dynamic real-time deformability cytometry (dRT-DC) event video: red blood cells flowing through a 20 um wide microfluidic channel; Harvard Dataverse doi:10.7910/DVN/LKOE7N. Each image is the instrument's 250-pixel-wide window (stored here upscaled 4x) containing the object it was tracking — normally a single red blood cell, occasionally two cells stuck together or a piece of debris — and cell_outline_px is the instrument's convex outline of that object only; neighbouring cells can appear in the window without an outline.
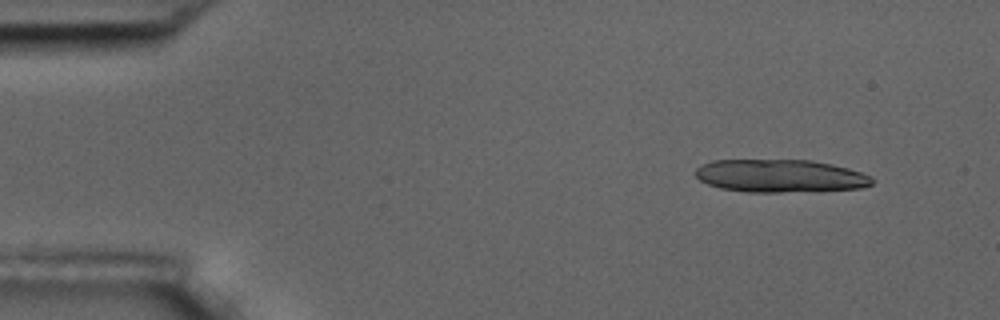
{"species": "common noctule bat (a hibernating species)", "species_latin": "Nyctalus noctula", "temperature_condition": "room temperature", "stored_images_in_passage": 7, "camera_frame_rate_fps": 3000, "um_per_image_px": 0.085, "animal": {"sex": "male", "body_mass_g": 17.5, "forearm_length_mm": 52.3}, "frame": {"image": 1, "passage_image": 2, "time_ms": 1.333, "image_size_px": [1000, 320], "cell_outline_px": [[876, 180], [872, 184], [860, 188], [816, 192], [748, 192], [720, 188], [708, 184], [700, 180], [692, 172], [700, 164], [712, 160], [812, 160], [832, 164], [848, 168], [872, 176]], "centroid_in_image_um": [66.33, 14.96], "position_along_channel_um": 18.7, "area_um2": 34.45}}
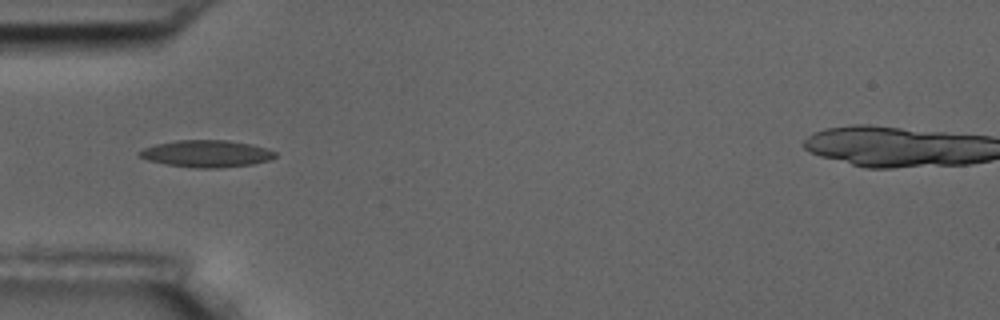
{"frame": {"image": 2, "passage_image": 5, "time_ms": 5.667, "image_size_px": [1000, 320], "cell_outline_px": [[276, 156], [272, 160], [252, 164], [220, 168], [192, 168], [164, 164], [148, 160], [140, 156], [136, 152], [144, 148], [156, 144], [176, 140], [228, 140], [252, 144], [276, 152]], "centroid_in_image_um": [17.55, 13.07], "position_along_channel_um": 67.4, "area_um2": 21.5}}